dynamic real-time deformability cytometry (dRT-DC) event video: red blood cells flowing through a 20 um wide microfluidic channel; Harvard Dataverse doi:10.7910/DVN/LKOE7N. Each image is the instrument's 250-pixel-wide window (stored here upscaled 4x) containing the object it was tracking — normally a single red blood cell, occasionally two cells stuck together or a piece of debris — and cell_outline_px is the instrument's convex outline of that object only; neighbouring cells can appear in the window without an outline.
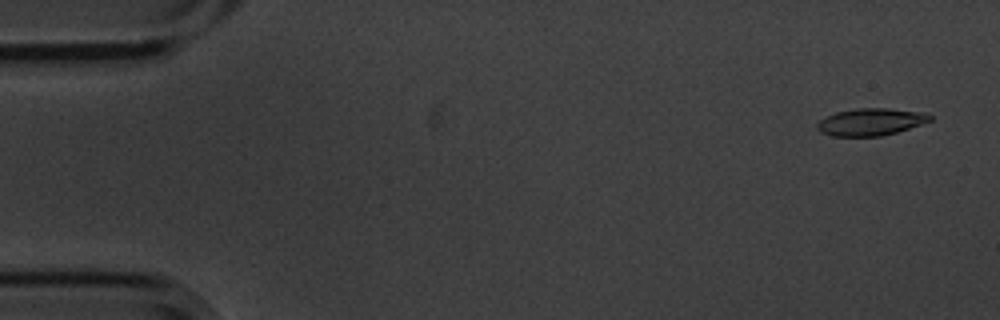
{"species": "common noctule bat (a hibernating species)", "species_latin": "Nyctalus noctula", "temperature_condition": "cold", "stored_images_in_passage": 5, "camera_frame_rate_fps": 3000, "um_per_image_px": 0.085, "animal": {"sex": "male", "body_mass_g": 20.1, "forearm_length_mm": 53.5}, "frame": {"image": 1, "passage_image": 1, "time_ms": 0.0, "image_size_px": [1000, 320], "cell_outline_px": [[932, 120], [896, 132], [880, 136], [832, 136], [820, 132], [816, 128], [816, 124], [820, 120], [836, 112], [856, 108], [888, 108], [928, 112], [932, 116]], "centroid_in_image_um": [74.02, 10.35], "position_along_channel_um": 11.0, "area_um2": 17.92}}
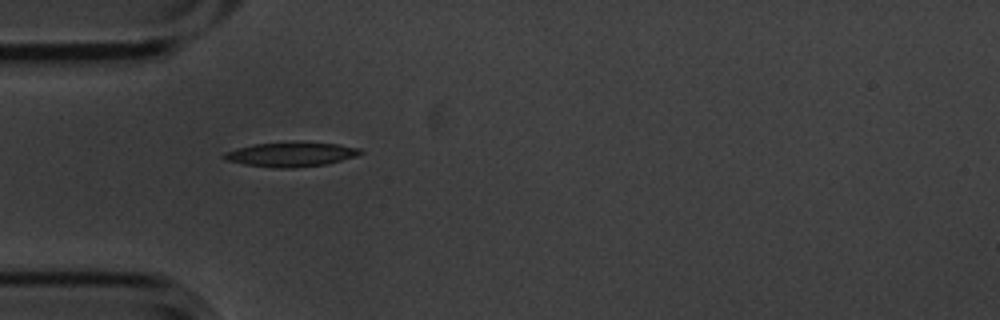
{"frame": {"image": 2, "passage_image": 5, "time_ms": 1.333, "image_size_px": [1000, 320], "cell_outline_px": [[364, 152], [356, 156], [328, 164], [292, 168], [276, 168], [244, 164], [224, 160], [220, 156], [224, 152], [236, 148], [252, 144], [296, 140], [340, 144], [360, 148]], "centroid_in_image_um": [24.72, 13.09], "position_along_channel_um": 60.3, "area_um2": 20.17}}